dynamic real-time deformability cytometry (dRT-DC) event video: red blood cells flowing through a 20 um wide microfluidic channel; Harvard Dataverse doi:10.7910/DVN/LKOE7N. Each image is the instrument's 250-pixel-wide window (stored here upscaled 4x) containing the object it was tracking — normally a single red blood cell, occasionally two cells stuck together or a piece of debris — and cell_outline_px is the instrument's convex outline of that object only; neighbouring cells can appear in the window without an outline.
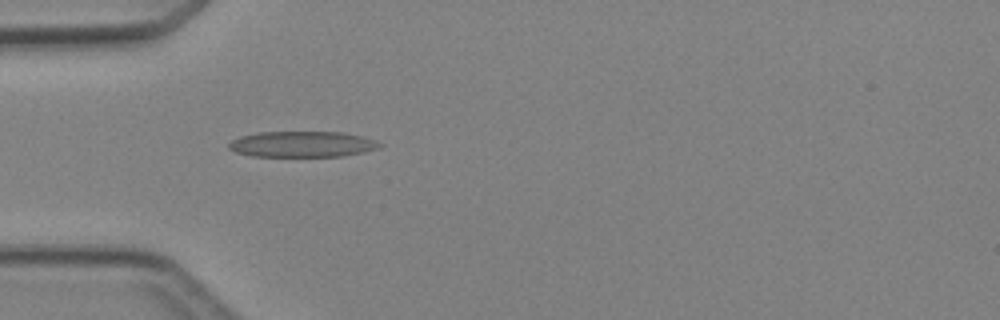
{"species": "Egyptian fruit bat (a non-hibernating species)", "species_latin": "Rousettus aegyptiacus", "temperature_condition": "cold", "stored_images_in_passage": 4, "camera_frame_rate_fps": 3000, "um_per_image_px": 0.085, "animal": {"sex": "female"}, "frame": {"image": 1, "passage_image": 4, "time_ms": 4.333, "image_size_px": [1000, 320], "cell_outline_px": [[384, 144], [380, 148], [344, 156], [252, 156], [236, 152], [228, 148], [228, 144], [232, 140], [240, 136], [260, 132], [340, 132], [360, 136]], "centroid_in_image_um": [25.67, 12.26], "position_along_channel_um": 59.3, "area_um2": 22.54}}